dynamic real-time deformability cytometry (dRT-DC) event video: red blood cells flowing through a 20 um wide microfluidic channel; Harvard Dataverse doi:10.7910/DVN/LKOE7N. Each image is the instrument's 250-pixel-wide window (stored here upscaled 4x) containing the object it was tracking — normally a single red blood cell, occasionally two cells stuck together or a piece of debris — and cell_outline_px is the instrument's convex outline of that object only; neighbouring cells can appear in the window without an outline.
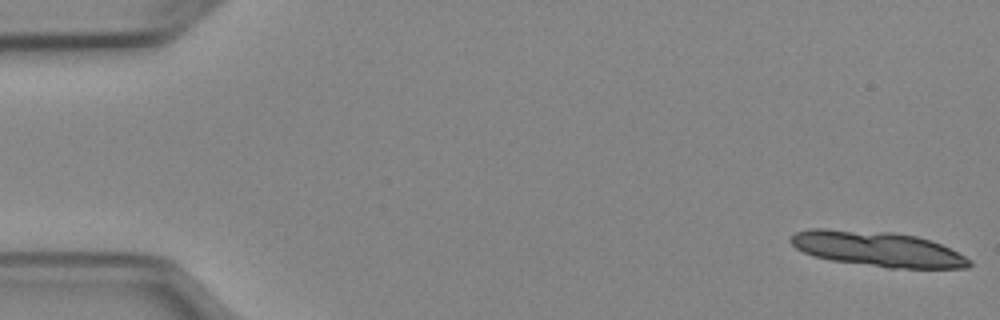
{"species": "Egyptian fruit bat (a non-hibernating species)", "species_latin": "Rousettus aegyptiacus", "temperature_condition": "cold", "stored_images_in_passage": 14, "camera_frame_rate_fps": 3000, "um_per_image_px": 0.085, "animal": {"sex": "female"}, "frame": {"image": 1, "passage_image": 1, "time_ms": 0.0, "image_size_px": [1000, 320], "cell_outline_px": [[972, 264], [968, 268], [888, 268], [832, 260], [812, 256], [796, 248], [788, 240], [796, 232], [808, 228], [828, 228], [892, 232], [916, 236], [940, 244], [972, 260]], "centroid_in_image_um": [74.55, 21.16], "position_along_channel_um": 10.4, "area_um2": 36.59}}